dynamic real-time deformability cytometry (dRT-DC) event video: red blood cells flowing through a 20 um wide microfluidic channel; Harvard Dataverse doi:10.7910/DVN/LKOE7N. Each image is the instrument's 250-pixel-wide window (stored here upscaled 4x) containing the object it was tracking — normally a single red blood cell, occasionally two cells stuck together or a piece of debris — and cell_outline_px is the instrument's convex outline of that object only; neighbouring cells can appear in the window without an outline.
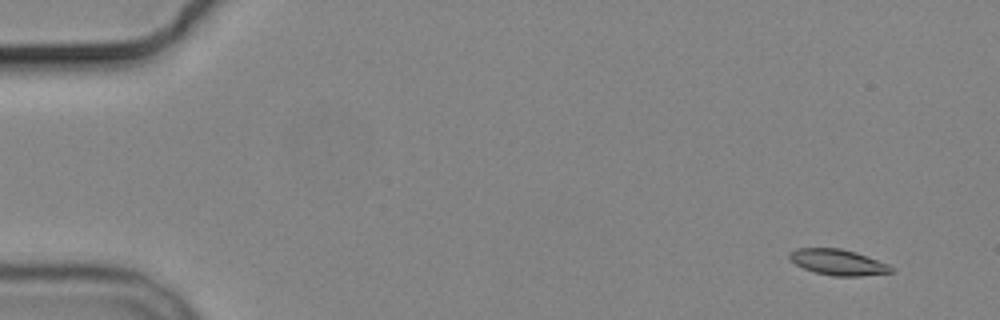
{"species": "common noctule bat (a hibernating species)", "species_latin": "Nyctalus noctula", "temperature_condition": "cold", "stored_images_in_passage": 10, "camera_frame_rate_fps": 3000, "um_per_image_px": 0.085, "animal": {"sex": "male", "body_mass_g": 19.2, "forearm_length_mm": 51.8}, "frame": {"image": 1, "passage_image": 2, "time_ms": 1.0, "image_size_px": [1000, 320], "cell_outline_px": [[896, 272], [860, 276], [832, 276], [816, 272], [804, 268], [796, 264], [788, 256], [788, 252], [796, 248], [840, 248], [856, 252], [888, 264]], "centroid_in_image_um": [71.24, 22.28], "position_along_channel_um": 13.8, "area_um2": 15.26}}
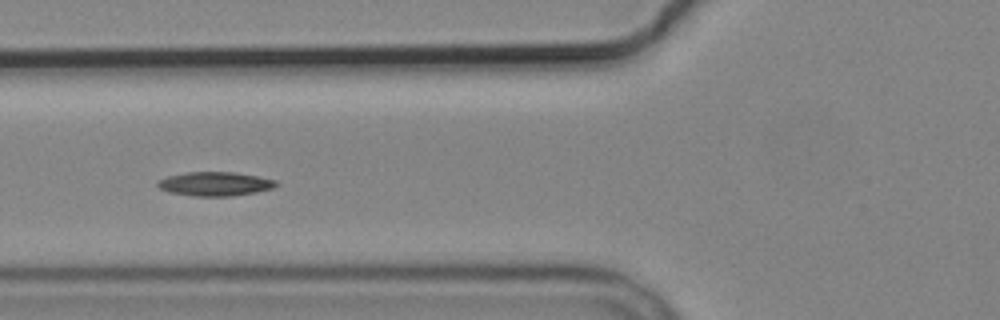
{"frame": {"image": 2, "passage_image": 7, "time_ms": 7.0, "image_size_px": [1000, 320], "cell_outline_px": [[280, 184], [272, 188], [256, 192], [232, 196], [192, 196], [168, 192], [160, 188], [156, 184], [160, 180], [168, 176], [184, 172], [236, 172], [276, 180]], "centroid_in_image_um": [18.28, 15.63], "position_along_channel_um": 107.5, "area_um2": 16.59}}
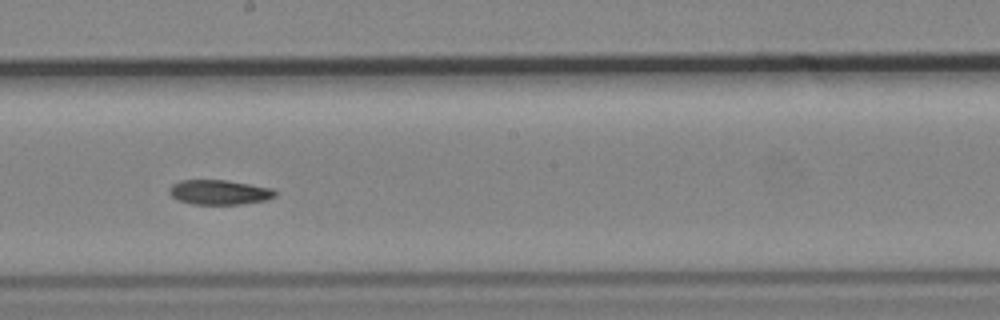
{"frame": {"image": 3, "passage_image": 10, "time_ms": 10.333, "image_size_px": [1000, 320], "cell_outline_px": [[276, 196], [264, 200], [240, 204], [192, 204], [180, 200], [172, 196], [168, 192], [168, 188], [172, 184], [180, 180], [224, 180], [272, 188], [276, 192]], "centroid_in_image_um": [18.6, 16.33], "position_along_channel_um": 229.6, "area_um2": 15.09}}